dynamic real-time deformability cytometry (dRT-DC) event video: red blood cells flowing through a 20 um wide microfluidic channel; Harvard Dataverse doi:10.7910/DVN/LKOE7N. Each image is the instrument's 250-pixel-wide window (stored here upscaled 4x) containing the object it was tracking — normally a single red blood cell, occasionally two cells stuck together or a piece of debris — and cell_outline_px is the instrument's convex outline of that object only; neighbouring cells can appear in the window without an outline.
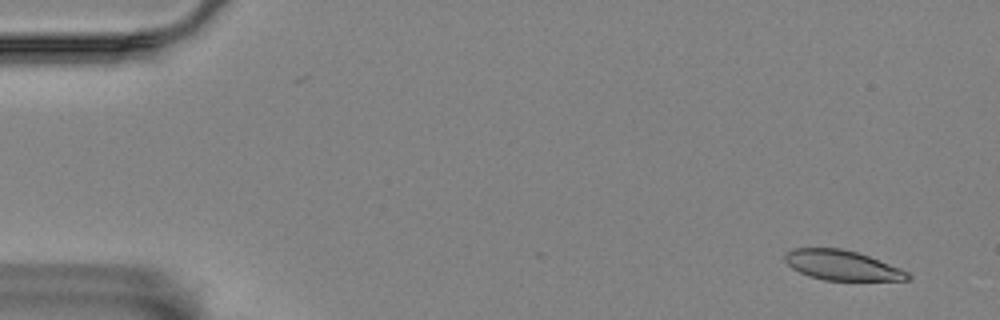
{"species": "Egyptian fruit bat (a non-hibernating species)", "species_latin": "Rousettus aegyptiacus", "temperature_condition": "room temperature", "stored_images_in_passage": 6, "camera_frame_rate_fps": 3000, "um_per_image_px": 0.085, "animal": {"sex": "female"}, "frame": {"image": 1, "passage_image": 1, "time_ms": 0.0, "image_size_px": [1000, 320], "cell_outline_px": [[912, 280], [824, 280], [808, 276], [792, 268], [784, 260], [784, 256], [792, 248], [840, 248], [856, 252], [868, 256], [900, 268], [908, 272], [912, 276]], "centroid_in_image_um": [71.57, 22.55], "position_along_channel_um": 13.4, "area_um2": 21.27}}
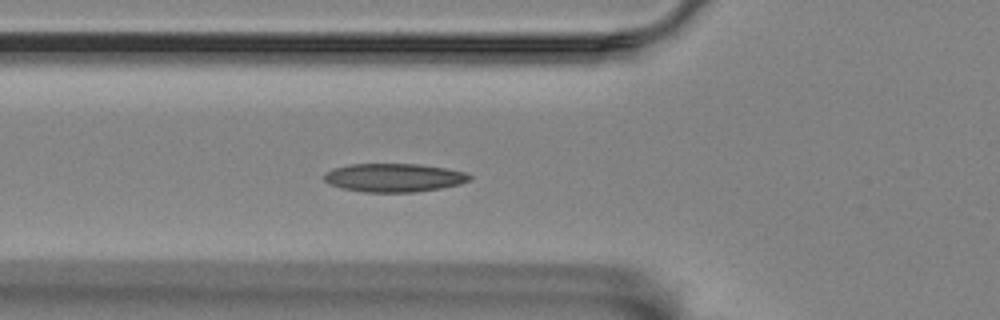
{"frame": {"image": 2, "passage_image": 6, "time_ms": 5.667, "image_size_px": [1000, 320], "cell_outline_px": [[472, 176], [468, 180], [460, 184], [440, 188], [416, 192], [364, 192], [340, 188], [328, 184], [324, 180], [324, 172], [332, 168], [352, 164], [416, 164], [444, 168], [464, 172]], "centroid_in_image_um": [33.42, 15.1], "position_along_channel_um": 92.4, "area_um2": 24.1}}